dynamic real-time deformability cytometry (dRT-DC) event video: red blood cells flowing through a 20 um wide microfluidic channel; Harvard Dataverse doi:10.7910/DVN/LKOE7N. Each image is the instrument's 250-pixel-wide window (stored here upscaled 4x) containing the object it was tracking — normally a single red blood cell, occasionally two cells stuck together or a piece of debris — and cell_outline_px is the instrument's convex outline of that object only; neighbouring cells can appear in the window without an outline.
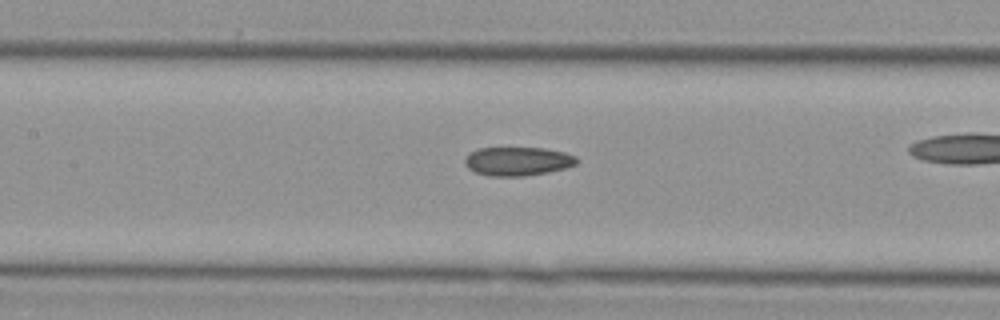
{"species": "Egyptian fruit bat (a non-hibernating species)", "species_latin": "Rousettus aegyptiacus", "temperature_condition": "cold", "stored_images_in_passage": 37, "camera_frame_rate_fps": 3000, "um_per_image_px": 0.085, "animal": {"sex": "female"}, "frame": {"image": 1, "passage_image": 22, "time_ms": 7.0, "image_size_px": [1000, 320], "cell_outline_px": [[576, 164], [564, 168], [548, 172], [524, 176], [488, 176], [476, 172], [468, 168], [464, 164], [464, 160], [472, 152], [480, 148], [544, 148], [564, 152], [576, 156]], "centroid_in_image_um": [44.0, 13.71], "position_along_channel_um": 163.4, "area_um2": 18.55}}